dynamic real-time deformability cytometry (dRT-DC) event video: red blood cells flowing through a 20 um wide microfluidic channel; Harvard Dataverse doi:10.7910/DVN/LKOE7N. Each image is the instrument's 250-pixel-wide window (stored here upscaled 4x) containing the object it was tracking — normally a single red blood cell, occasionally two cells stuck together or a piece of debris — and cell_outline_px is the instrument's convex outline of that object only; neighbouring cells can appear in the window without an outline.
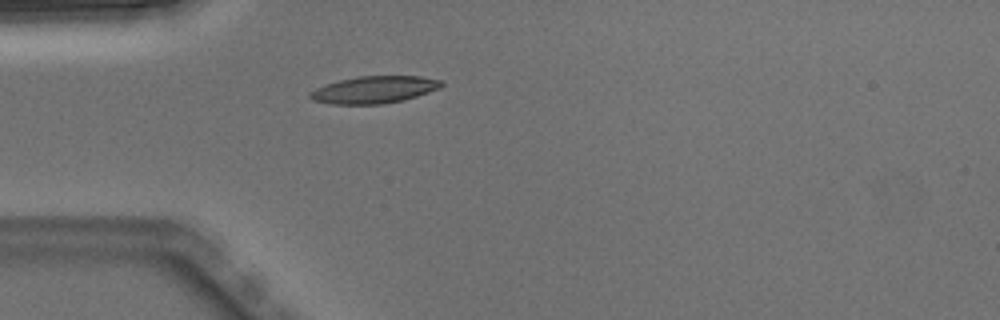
{"species": "Egyptian fruit bat (a non-hibernating species)", "species_latin": "Rousettus aegyptiacus", "temperature_condition": "warm", "stored_images_in_passage": 1, "camera_frame_rate_fps": 3000, "um_per_image_px": 0.085, "animal": {"sex": "male"}, "frame": {"image": 1, "passage_image": 1, "time_ms": 0.0, "image_size_px": [1000, 320], "cell_outline_px": [[444, 84], [440, 88], [404, 100], [380, 104], [332, 104], [312, 100], [308, 96], [308, 92], [324, 84], [340, 80], [360, 76], [420, 76], [444, 80]], "centroid_in_image_um": [31.8, 7.62], "position_along_channel_um": 53.2, "area_um2": 20.87}}